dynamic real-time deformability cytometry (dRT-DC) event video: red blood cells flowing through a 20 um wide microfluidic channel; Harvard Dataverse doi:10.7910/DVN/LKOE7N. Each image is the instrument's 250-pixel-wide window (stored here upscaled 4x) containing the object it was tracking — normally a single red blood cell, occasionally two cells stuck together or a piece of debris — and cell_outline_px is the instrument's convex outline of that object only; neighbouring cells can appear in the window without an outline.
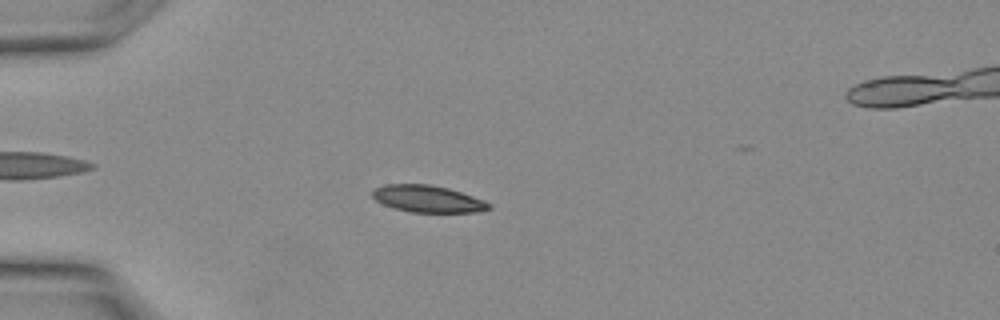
{"species": "Egyptian fruit bat (a non-hibernating species)", "species_latin": "Rousettus aegyptiacus", "temperature_condition": "warm", "stored_images_in_passage": 12, "camera_frame_rate_fps": 3000, "um_per_image_px": 0.085, "animal": {"sex": "female"}, "frame": {"image": 1, "passage_image": 7, "time_ms": 2.0, "image_size_px": [1000, 320], "cell_outline_px": [[492, 208], [480, 212], [412, 212], [396, 208], [384, 204], [376, 200], [372, 196], [372, 192], [376, 188], [384, 184], [432, 184], [448, 188], [484, 200], [492, 204]], "centroid_in_image_um": [36.4, 16.9], "position_along_channel_um": 48.6, "area_um2": 18.21}}
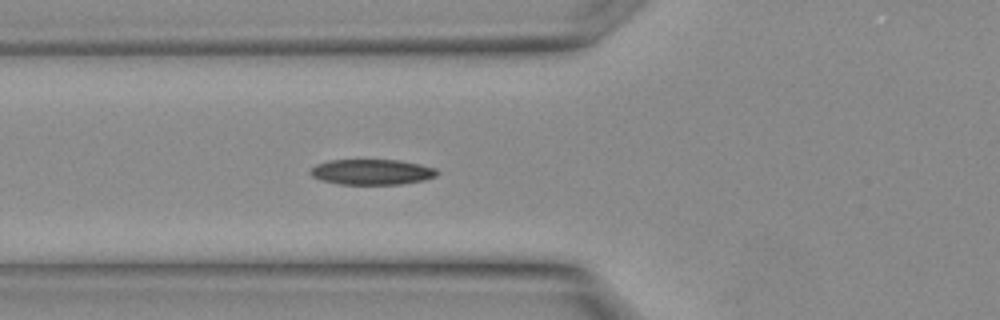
{"frame": {"image": 2, "passage_image": 10, "time_ms": 3.0, "image_size_px": [1000, 320], "cell_outline_px": [[440, 172], [436, 176], [424, 180], [400, 184], [340, 184], [320, 180], [312, 176], [308, 172], [316, 164], [328, 160], [400, 160], [420, 164], [436, 168]], "centroid_in_image_um": [31.61, 14.61], "position_along_channel_um": 94.2, "area_um2": 18.9}}
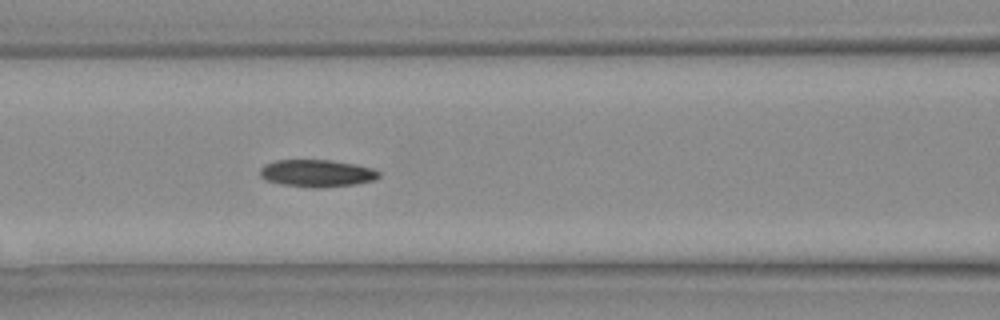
{"frame": {"image": 3, "passage_image": 12, "time_ms": 3.667, "image_size_px": [1000, 320], "cell_outline_px": [[380, 176], [372, 180], [352, 184], [284, 184], [268, 180], [260, 176], [260, 168], [264, 164], [276, 160], [332, 160], [356, 164], [372, 168], [380, 172]], "centroid_in_image_um": [26.93, 14.65], "position_along_channel_um": 139.7, "area_um2": 17.63}}